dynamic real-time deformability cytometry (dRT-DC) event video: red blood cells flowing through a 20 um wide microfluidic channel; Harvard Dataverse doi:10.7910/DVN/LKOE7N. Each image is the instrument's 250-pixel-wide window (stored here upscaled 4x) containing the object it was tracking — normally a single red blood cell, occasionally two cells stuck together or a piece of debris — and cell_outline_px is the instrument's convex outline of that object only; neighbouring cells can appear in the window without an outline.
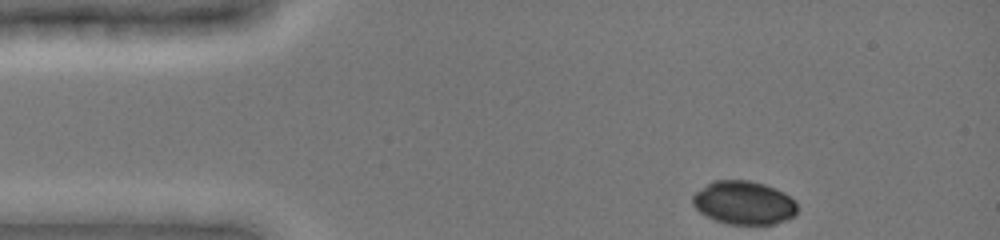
{"species": "common noctule bat (a hibernating species)", "species_latin": "Nyctalus noctula", "temperature_condition": "cold", "stored_images_in_passage": 37, "camera_frame_rate_fps": 3000, "um_per_image_px": 0.085, "animal": {"sex": "female", "body_mass_g": 19.0, "forearm_length_mm": 51.5}, "frame": {"image": 1, "passage_image": 1, "time_ms": 0.0, "image_size_px": [1000, 240], "cell_outline_px": [[796, 212], [788, 220], [776, 224], [728, 224], [716, 220], [700, 212], [692, 204], [692, 196], [696, 192], [712, 180], [748, 180], [764, 184], [784, 192], [796, 204]], "centroid_in_image_um": [63.21, 17.23], "position_along_channel_um": 21.8, "area_um2": 26.36}}
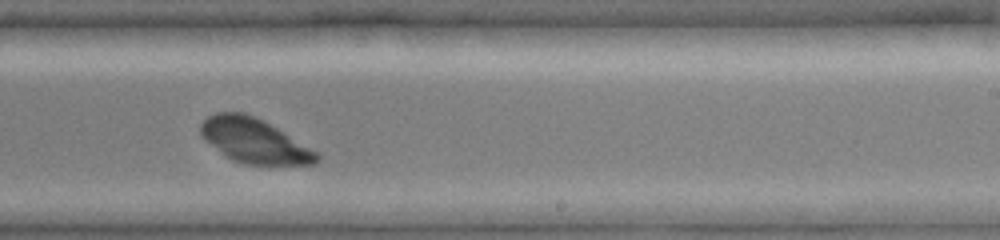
{"frame": {"image": 2, "passage_image": 25, "time_ms": 8.0, "image_size_px": [1000, 240], "cell_outline_px": [[320, 160], [316, 164], [244, 164], [232, 160], [204, 140], [200, 136], [200, 124], [208, 116], [216, 112], [244, 112], [264, 120], [320, 152]], "centroid_in_image_um": [21.64, 11.95], "position_along_channel_um": 267.4, "area_um2": 30.4}}
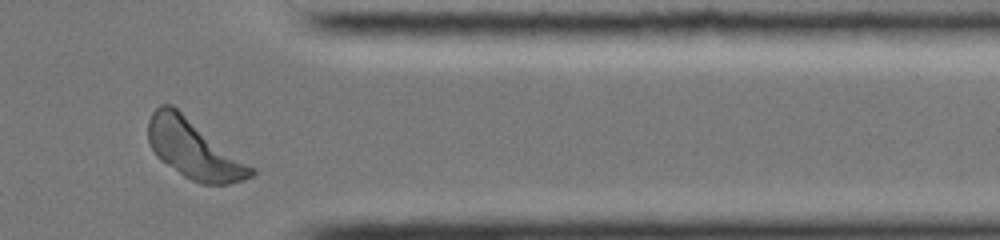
{"frame": {"image": 3, "passage_image": 35, "time_ms": 11.333, "image_size_px": [1000, 240], "cell_outline_px": [[256, 172], [252, 176], [244, 180], [228, 184], [204, 184], [192, 180], [184, 176], [160, 160], [156, 156], [148, 140], [148, 120], [152, 112], [160, 104], [172, 104], [256, 168]], "centroid_in_image_um": [16.49, 12.67], "position_along_channel_um": 394.9, "area_um2": 35.43}}